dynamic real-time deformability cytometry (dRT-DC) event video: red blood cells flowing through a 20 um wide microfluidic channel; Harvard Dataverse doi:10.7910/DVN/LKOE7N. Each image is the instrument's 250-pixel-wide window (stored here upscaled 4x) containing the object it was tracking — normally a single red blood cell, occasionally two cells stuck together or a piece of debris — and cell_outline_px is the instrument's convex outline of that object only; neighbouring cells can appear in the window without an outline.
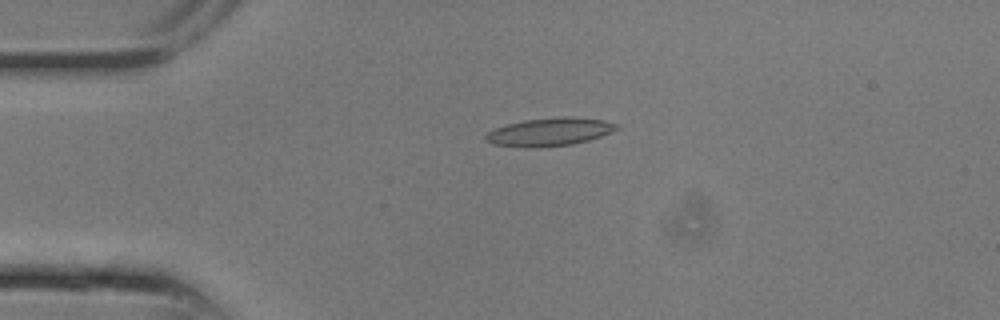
{"species": "common noctule bat (a hibernating species)", "species_latin": "Nyctalus noctula", "temperature_condition": "room temperature", "stored_images_in_passage": 6, "camera_frame_rate_fps": 3000, "um_per_image_px": 0.085, "animal": {"sex": "male", "body_mass_g": 13.3}, "frame": {"image": 1, "passage_image": 3, "time_ms": 0.667, "image_size_px": [1000, 320], "cell_outline_px": [[620, 128], [600, 136], [588, 140], [572, 144], [528, 148], [524, 148], [492, 144], [484, 140], [484, 136], [488, 132], [496, 128], [508, 124], [524, 120], [564, 116], [572, 116], [604, 120], [620, 124]], "centroid_in_image_um": [46.72, 11.21], "position_along_channel_um": 38.3, "area_um2": 21.5}}
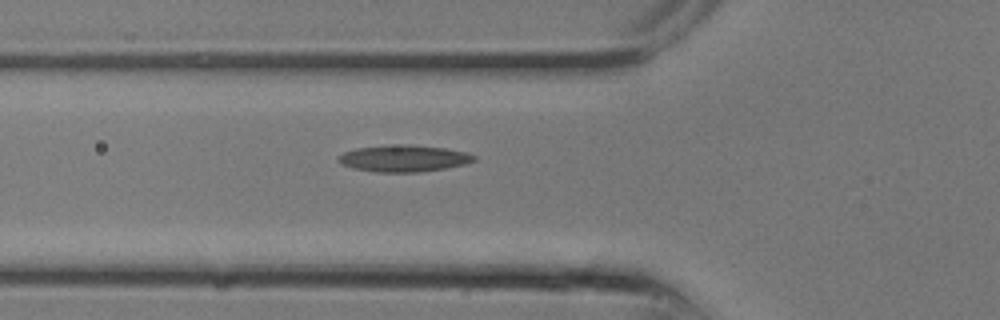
{"frame": {"image": 2, "passage_image": 6, "time_ms": 1.667, "image_size_px": [1000, 320], "cell_outline_px": [[476, 160], [464, 164], [444, 168], [420, 172], [376, 172], [352, 168], [340, 164], [336, 160], [344, 152], [356, 148], [384, 144], [408, 144], [448, 148], [468, 152], [476, 156]], "centroid_in_image_um": [34.31, 13.45], "position_along_channel_um": 91.5, "area_um2": 21.44}}